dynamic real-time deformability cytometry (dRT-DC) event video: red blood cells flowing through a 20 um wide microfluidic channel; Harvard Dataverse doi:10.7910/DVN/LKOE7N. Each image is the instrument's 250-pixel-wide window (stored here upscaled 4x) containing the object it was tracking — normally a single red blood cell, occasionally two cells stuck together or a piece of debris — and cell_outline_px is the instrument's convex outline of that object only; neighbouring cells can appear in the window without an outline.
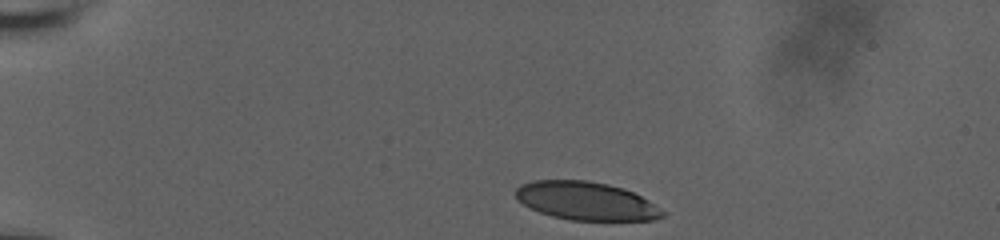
{"species": "human", "species_latin": "Homo sapiens", "temperature_condition": "room temperature", "stored_images_in_passage": 28, "camera_frame_rate_fps": 3000, "um_per_image_px": 0.085, "donor": {"sex": "male"}, "frame": {"image": 1, "passage_image": 1, "time_ms": 0.0, "image_size_px": [1000, 240], "cell_outline_px": [[664, 216], [652, 220], [572, 220], [552, 216], [540, 212], [524, 204], [516, 196], [516, 188], [520, 184], [532, 180], [588, 180], [608, 184], [624, 188], [648, 200], [664, 212]], "centroid_in_image_um": [49.81, 17.07], "position_along_channel_um": 35.2, "area_um2": 32.48}}
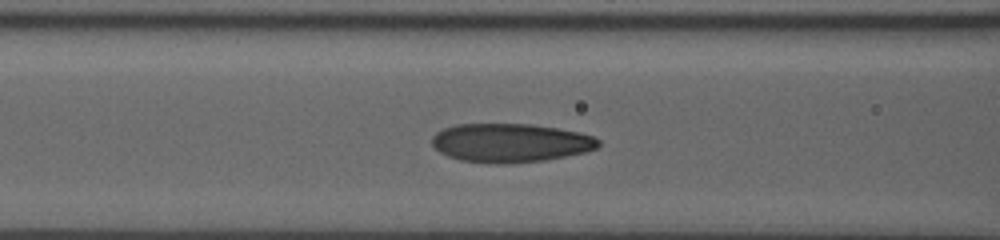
{"frame": {"image": 2, "passage_image": 19, "time_ms": 4.333, "image_size_px": [1000, 240], "cell_outline_px": [[600, 144], [596, 148], [584, 152], [544, 160], [508, 164], [496, 164], [460, 160], [448, 156], [440, 152], [432, 144], [432, 136], [436, 132], [444, 128], [456, 124], [532, 124], [580, 132], [592, 136], [600, 140]], "centroid_in_image_um": [43.36, 12.14], "position_along_channel_um": 123.2, "area_um2": 37.57}}
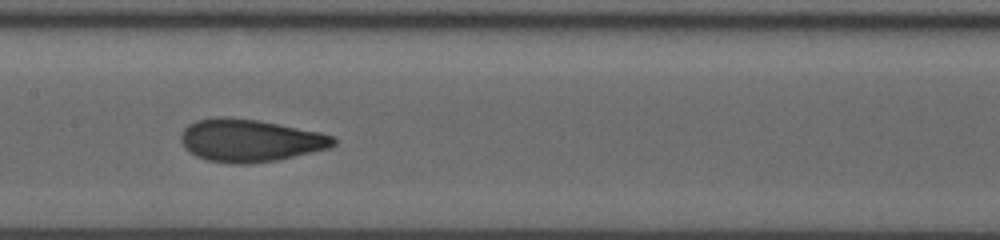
{"frame": {"image": 3, "passage_image": 27, "time_ms": 6.0, "image_size_px": [1000, 240], "cell_outline_px": [[336, 144], [328, 148], [276, 160], [248, 164], [232, 164], [208, 160], [196, 156], [184, 148], [180, 140], [180, 132], [188, 124], [196, 120], [220, 116], [224, 116], [256, 120], [320, 132], [332, 136], [336, 140]], "centroid_in_image_um": [21.19, 11.93], "position_along_channel_um": 186.2, "area_um2": 37.74}}